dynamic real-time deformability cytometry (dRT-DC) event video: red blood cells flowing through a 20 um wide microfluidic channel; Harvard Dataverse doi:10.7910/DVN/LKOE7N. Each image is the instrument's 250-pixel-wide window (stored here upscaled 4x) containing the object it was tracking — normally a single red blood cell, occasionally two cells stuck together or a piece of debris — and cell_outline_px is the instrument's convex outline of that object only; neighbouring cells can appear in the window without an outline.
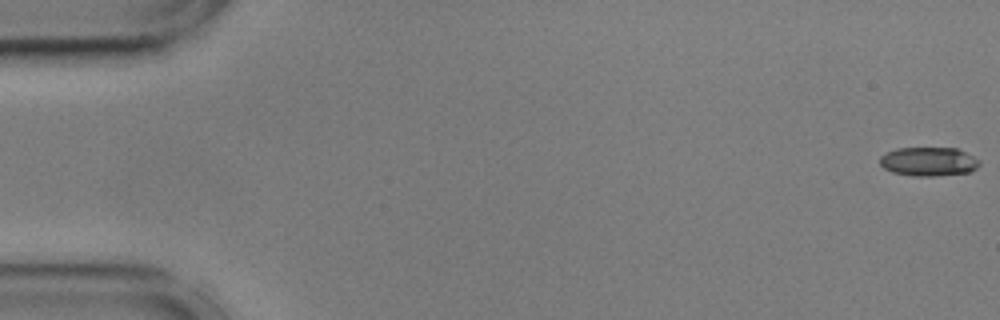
{"species": "common noctule bat (a hibernating species)", "species_latin": "Nyctalus noctula", "temperature_condition": "cold", "stored_images_in_passage": 19, "camera_frame_rate_fps": 3000, "um_per_image_px": 0.085, "animal": {"sex": "male", "body_mass_g": 17.9, "forearm_length_mm": 54.2}, "frame": {"image": 1, "passage_image": 1, "time_ms": 0.0, "image_size_px": [1000, 320], "cell_outline_px": [[980, 164], [972, 172], [936, 176], [916, 176], [892, 172], [884, 168], [880, 164], [880, 156], [896, 148], [956, 148], [980, 160]], "centroid_in_image_um": [78.94, 13.74], "position_along_channel_um": 6.1, "area_um2": 16.76}}
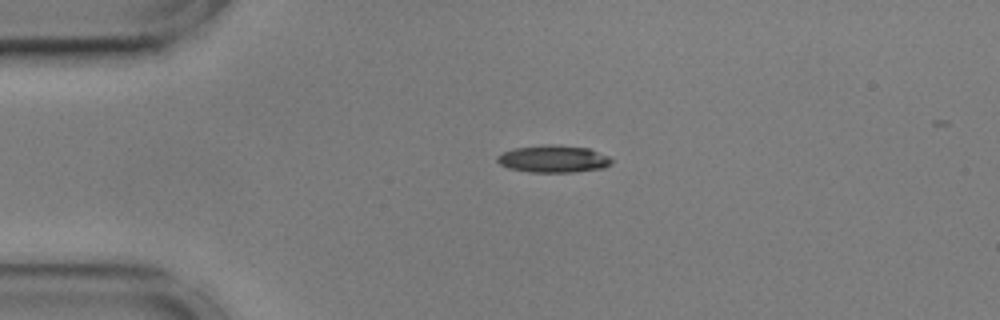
{"frame": {"image": 2, "passage_image": 13, "time_ms": 4.0, "image_size_px": [1000, 320], "cell_outline_px": [[612, 164], [604, 168], [572, 172], [528, 172], [508, 168], [500, 164], [496, 160], [496, 156], [504, 152], [516, 148], [544, 144], [560, 144], [588, 148], [608, 156], [612, 160]], "centroid_in_image_um": [47.04, 13.5], "position_along_channel_um": 38.0, "area_um2": 18.26}}